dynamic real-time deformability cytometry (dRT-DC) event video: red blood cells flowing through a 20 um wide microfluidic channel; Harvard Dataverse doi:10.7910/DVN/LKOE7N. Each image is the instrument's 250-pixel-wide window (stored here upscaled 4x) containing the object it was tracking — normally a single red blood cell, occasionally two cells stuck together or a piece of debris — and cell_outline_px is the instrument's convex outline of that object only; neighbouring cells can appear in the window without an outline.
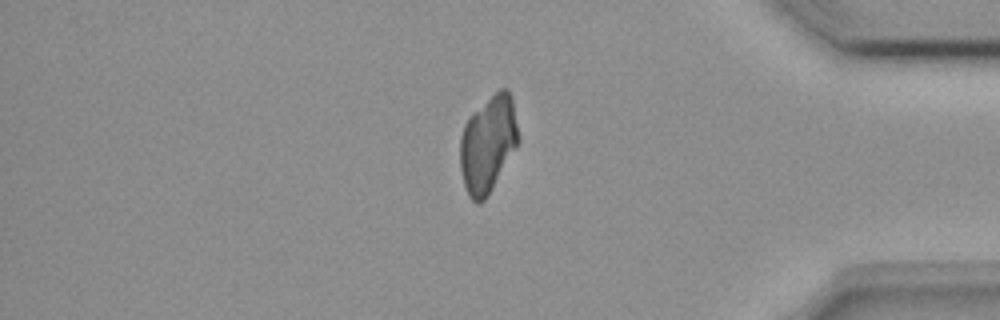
{"species": "common noctule bat (a hibernating species)", "species_latin": "Nyctalus noctula", "temperature_condition": "room temperature", "stored_images_in_passage": 46, "camera_frame_rate_fps": 3000, "um_per_image_px": 0.085, "animal": {"sex": "female", "body_mass_g": 18.4}, "frame": {"image": 1, "passage_image": 38, "time_ms": 12.333, "image_size_px": [1000, 320], "cell_outline_px": [[520, 140], [488, 196], [480, 204], [476, 204], [468, 196], [464, 184], [460, 168], [460, 136], [464, 124], [472, 112], [500, 88], [508, 88], [512, 96]], "centroid_in_image_um": [41.47, 12.24], "position_along_channel_um": 393.7, "area_um2": 33.06}}
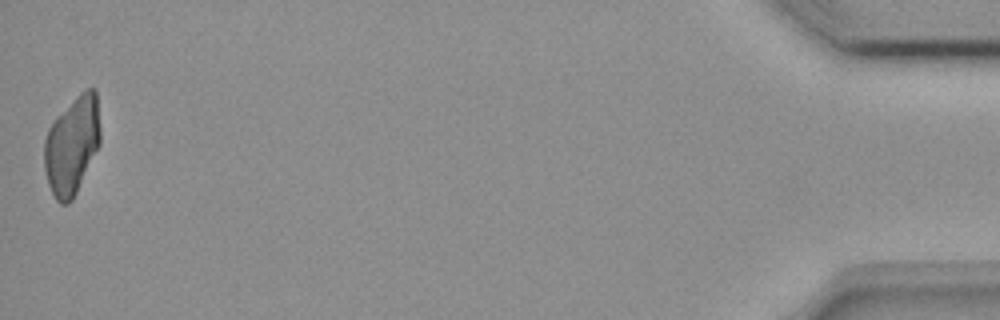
{"frame": {"image": 2, "passage_image": 46, "time_ms": 15.0, "image_size_px": [1000, 320], "cell_outline_px": [[100, 144], [72, 200], [68, 204], [60, 204], [56, 200], [48, 184], [44, 168], [44, 140], [48, 128], [56, 116], [80, 92], [88, 88], [96, 88], [100, 128]], "centroid_in_image_um": [6.11, 12.33], "position_along_channel_um": 429.1, "area_um2": 32.08}}